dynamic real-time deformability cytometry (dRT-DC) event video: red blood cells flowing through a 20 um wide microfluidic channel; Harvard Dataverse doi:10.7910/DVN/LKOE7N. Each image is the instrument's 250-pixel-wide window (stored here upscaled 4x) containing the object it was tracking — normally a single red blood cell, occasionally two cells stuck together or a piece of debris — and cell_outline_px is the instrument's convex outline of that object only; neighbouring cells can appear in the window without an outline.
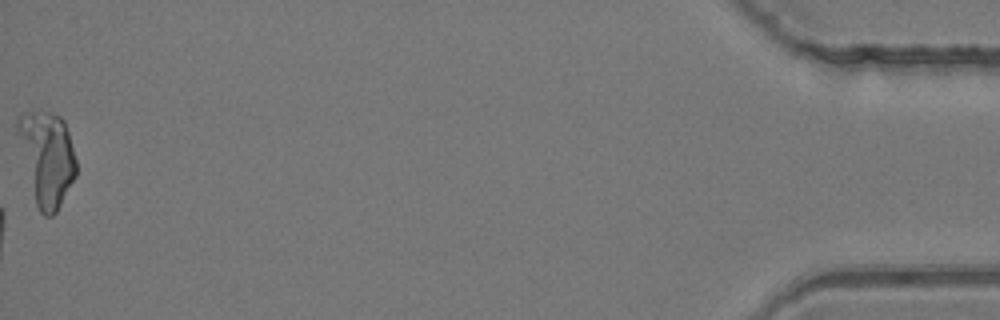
{"species": "common noctule bat (a hibernating species)", "species_latin": "Nyctalus noctula", "temperature_condition": "room temperature", "stored_images_in_passage": 54, "camera_frame_rate_fps": 3000, "um_per_image_px": 0.085, "animal": {"sex": "female", "body_mass_g": 24.6, "forearm_length_mm": 56.2}, "frame": {"image": 1, "passage_image": 54, "time_ms": 17.667, "image_size_px": [1000, 320], "cell_outline_px": [[76, 176], [56, 212], [52, 216], [44, 216], [40, 212], [36, 204], [16, 128], [16, 120], [20, 116], [28, 112], [40, 108], [60, 116], [64, 120], [68, 132], [76, 160]], "centroid_in_image_um": [4.0, 13.4], "position_along_channel_um": 431.2, "area_um2": 31.67}, "authors_computed_cell_mechanics": {"area_um2": 21.9062, "velocity_mm_per_s": 4.1467, "shape_relaxation_time_tau1_ms": null, "shape_relaxation_time_tau2_ms": 2.8021, "deformation_change_tau1": null, "deformation_change_tau2": 0.1046}}